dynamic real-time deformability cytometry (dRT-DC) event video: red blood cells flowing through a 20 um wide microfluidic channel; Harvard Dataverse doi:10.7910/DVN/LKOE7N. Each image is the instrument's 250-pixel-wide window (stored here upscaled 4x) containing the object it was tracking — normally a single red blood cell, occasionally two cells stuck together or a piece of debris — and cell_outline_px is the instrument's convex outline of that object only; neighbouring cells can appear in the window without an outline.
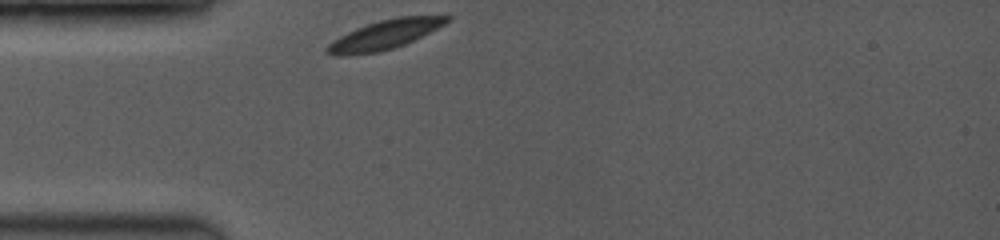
{"species": "common noctule bat (a hibernating species)", "species_latin": "Nyctalus noctula", "temperature_condition": "room temperature", "stored_images_in_passage": 41, "camera_frame_rate_fps": 3500, "um_per_image_px": 0.085, "animal": {"sex": "female", "body_mass_g": 19.0, "forearm_length_mm": 53.3}, "frame": {"image": 1, "passage_image": 1, "time_ms": 0.0, "image_size_px": [1000, 240], "cell_outline_px": [[452, 20], [404, 44], [380, 52], [348, 56], [332, 56], [324, 52], [324, 48], [332, 40], [356, 28], [380, 20], [396, 16], [448, 12], [452, 16]], "centroid_in_image_um": [32.77, 2.9], "position_along_channel_um": 52.2, "area_um2": 21.15}}
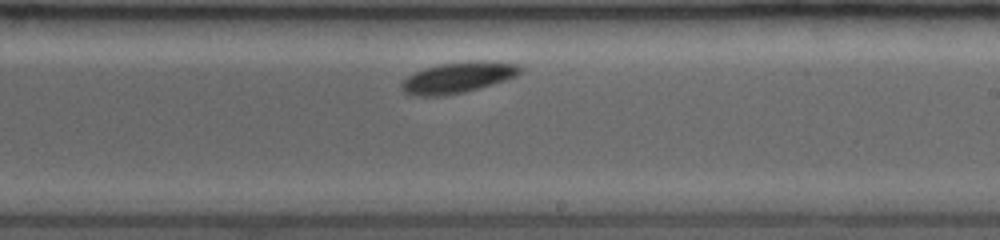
{"frame": {"image": 2, "passage_image": 23, "time_ms": 5.429, "image_size_px": [1000, 240], "cell_outline_px": [[524, 68], [516, 76], [508, 80], [464, 92], [444, 96], [416, 96], [404, 92], [400, 88], [400, 84], [408, 76], [424, 68], [440, 64], [472, 60], [484, 60], [520, 64]], "centroid_in_image_um": [38.97, 6.58], "position_along_channel_um": 250.0, "area_um2": 21.62}}
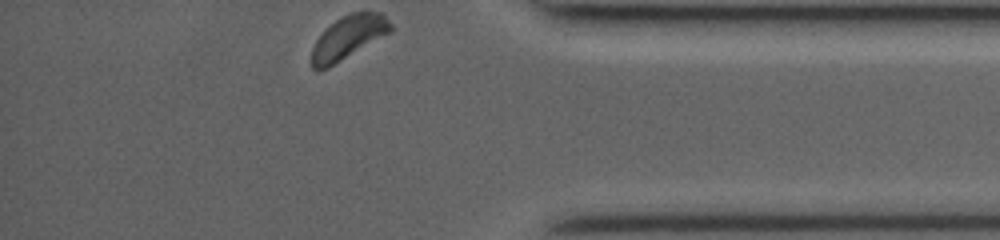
{"frame": {"image": 3, "passage_image": 41, "time_ms": 9.714, "image_size_px": [1000, 240], "cell_outline_px": [[392, 32], [328, 68], [316, 72], [312, 68], [312, 48], [316, 40], [336, 20], [352, 12], [380, 12], [392, 24]], "centroid_in_image_um": [29.62, 3.21], "position_along_channel_um": 405.6, "area_um2": 19.77}, "authors_computed_cell_mechanics": {"area_um2": 20.23, "velocity_mm_per_s": 3.8222, "shape_relaxation_time_tau1_ms": 0.7565, "shape_relaxation_time_tau2_ms": 6.2982, "deformation_change_tau1": 0.077, "deformation_change_tau2": 0.0683}}